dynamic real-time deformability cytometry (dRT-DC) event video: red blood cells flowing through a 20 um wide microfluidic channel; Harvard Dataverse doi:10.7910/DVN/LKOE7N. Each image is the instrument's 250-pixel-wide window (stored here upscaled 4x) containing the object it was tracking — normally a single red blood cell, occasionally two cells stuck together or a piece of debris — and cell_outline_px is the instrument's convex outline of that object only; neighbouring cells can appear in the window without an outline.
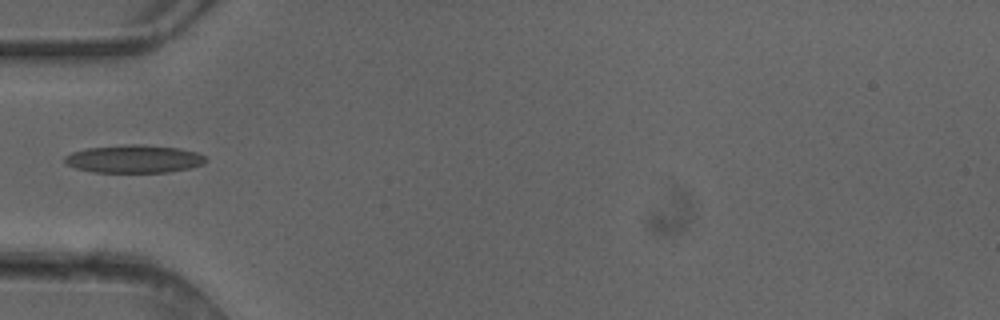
{"species": "common noctule bat (a hibernating species)", "species_latin": "Nyctalus noctula", "temperature_condition": "cold", "stored_images_in_passage": 3, "camera_frame_rate_fps": 3000, "um_per_image_px": 0.085, "animal": {"sex": "female"}, "frame": {"image": 1, "passage_image": 3, "time_ms": 0.667, "image_size_px": [1000, 320], "cell_outline_px": [[208, 160], [204, 164], [192, 168], [168, 172], [92, 172], [76, 168], [68, 164], [64, 160], [64, 156], [72, 152], [84, 148], [128, 144], [144, 144], [180, 148], [196, 152], [204, 156]], "centroid_in_image_um": [11.42, 13.5], "position_along_channel_um": 73.6, "area_um2": 23.18}}